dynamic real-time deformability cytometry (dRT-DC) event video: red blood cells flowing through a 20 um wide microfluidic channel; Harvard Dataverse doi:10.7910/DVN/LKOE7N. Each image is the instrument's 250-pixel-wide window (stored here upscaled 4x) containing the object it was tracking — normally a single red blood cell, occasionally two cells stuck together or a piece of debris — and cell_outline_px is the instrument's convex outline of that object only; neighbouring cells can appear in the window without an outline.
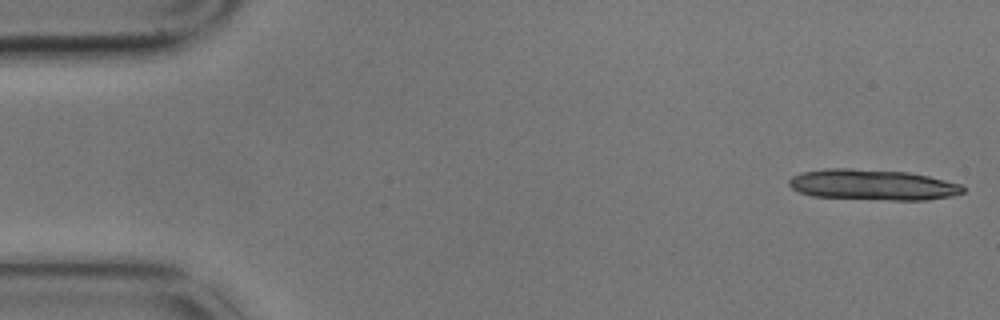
{"species": "common noctule bat (a hibernating species)", "species_latin": "Nyctalus noctula", "temperature_condition": "cold", "stored_images_in_passage": 5, "camera_frame_rate_fps": 3000, "um_per_image_px": 0.085, "animal": {"sex": "male", "body_mass_g": 17.9}, "frame": {"image": 1, "passage_image": 1, "time_ms": 0.0, "image_size_px": [1000, 320], "cell_outline_px": [[964, 192], [952, 196], [928, 200], [892, 200], [812, 196], [800, 192], [792, 188], [788, 184], [788, 180], [792, 176], [800, 172], [824, 168], [852, 168], [908, 172], [928, 176], [960, 184], [964, 188]], "centroid_in_image_um": [74.15, 15.7], "position_along_channel_um": 10.9, "area_um2": 31.21}}